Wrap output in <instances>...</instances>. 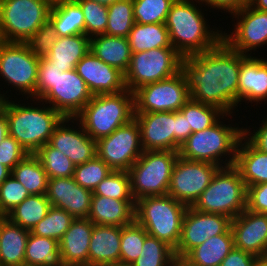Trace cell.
Wrapping results in <instances>:
<instances>
[{
    "label": "cell",
    "mask_w": 267,
    "mask_h": 266,
    "mask_svg": "<svg viewBox=\"0 0 267 266\" xmlns=\"http://www.w3.org/2000/svg\"><path fill=\"white\" fill-rule=\"evenodd\" d=\"M234 247L256 257L267 252V214L245 209L231 220Z\"/></svg>",
    "instance_id": "22"
},
{
    "label": "cell",
    "mask_w": 267,
    "mask_h": 266,
    "mask_svg": "<svg viewBox=\"0 0 267 266\" xmlns=\"http://www.w3.org/2000/svg\"><path fill=\"white\" fill-rule=\"evenodd\" d=\"M191 134L192 130L188 127L186 117L180 111H176V152Z\"/></svg>",
    "instance_id": "55"
},
{
    "label": "cell",
    "mask_w": 267,
    "mask_h": 266,
    "mask_svg": "<svg viewBox=\"0 0 267 266\" xmlns=\"http://www.w3.org/2000/svg\"><path fill=\"white\" fill-rule=\"evenodd\" d=\"M84 15L85 35L89 38L105 34L108 6L92 0H75Z\"/></svg>",
    "instance_id": "46"
},
{
    "label": "cell",
    "mask_w": 267,
    "mask_h": 266,
    "mask_svg": "<svg viewBox=\"0 0 267 266\" xmlns=\"http://www.w3.org/2000/svg\"><path fill=\"white\" fill-rule=\"evenodd\" d=\"M134 23L133 0H116L108 5L106 35L127 38Z\"/></svg>",
    "instance_id": "38"
},
{
    "label": "cell",
    "mask_w": 267,
    "mask_h": 266,
    "mask_svg": "<svg viewBox=\"0 0 267 266\" xmlns=\"http://www.w3.org/2000/svg\"><path fill=\"white\" fill-rule=\"evenodd\" d=\"M256 266H267V252L256 258Z\"/></svg>",
    "instance_id": "59"
},
{
    "label": "cell",
    "mask_w": 267,
    "mask_h": 266,
    "mask_svg": "<svg viewBox=\"0 0 267 266\" xmlns=\"http://www.w3.org/2000/svg\"><path fill=\"white\" fill-rule=\"evenodd\" d=\"M39 59L25 42H0V77L35 101ZM34 99V100H33Z\"/></svg>",
    "instance_id": "11"
},
{
    "label": "cell",
    "mask_w": 267,
    "mask_h": 266,
    "mask_svg": "<svg viewBox=\"0 0 267 266\" xmlns=\"http://www.w3.org/2000/svg\"><path fill=\"white\" fill-rule=\"evenodd\" d=\"M237 18L234 31L222 34V39L233 49L244 55L267 45V11L254 9L249 4L232 13ZM251 52V53H248Z\"/></svg>",
    "instance_id": "17"
},
{
    "label": "cell",
    "mask_w": 267,
    "mask_h": 266,
    "mask_svg": "<svg viewBox=\"0 0 267 266\" xmlns=\"http://www.w3.org/2000/svg\"><path fill=\"white\" fill-rule=\"evenodd\" d=\"M30 230L0 217V266L25 265V250Z\"/></svg>",
    "instance_id": "27"
},
{
    "label": "cell",
    "mask_w": 267,
    "mask_h": 266,
    "mask_svg": "<svg viewBox=\"0 0 267 266\" xmlns=\"http://www.w3.org/2000/svg\"><path fill=\"white\" fill-rule=\"evenodd\" d=\"M51 5L46 0H0V38L26 42L48 19Z\"/></svg>",
    "instance_id": "9"
},
{
    "label": "cell",
    "mask_w": 267,
    "mask_h": 266,
    "mask_svg": "<svg viewBox=\"0 0 267 266\" xmlns=\"http://www.w3.org/2000/svg\"><path fill=\"white\" fill-rule=\"evenodd\" d=\"M222 123L219 119L211 127L192 133L181 145L179 156L185 160L208 162L219 167L234 165L237 146L244 128ZM223 157L226 160L222 159Z\"/></svg>",
    "instance_id": "4"
},
{
    "label": "cell",
    "mask_w": 267,
    "mask_h": 266,
    "mask_svg": "<svg viewBox=\"0 0 267 266\" xmlns=\"http://www.w3.org/2000/svg\"><path fill=\"white\" fill-rule=\"evenodd\" d=\"M90 51L97 58L123 73L127 71L132 56L128 38L106 34L90 38Z\"/></svg>",
    "instance_id": "30"
},
{
    "label": "cell",
    "mask_w": 267,
    "mask_h": 266,
    "mask_svg": "<svg viewBox=\"0 0 267 266\" xmlns=\"http://www.w3.org/2000/svg\"><path fill=\"white\" fill-rule=\"evenodd\" d=\"M175 0H133L136 23H165L170 7Z\"/></svg>",
    "instance_id": "44"
},
{
    "label": "cell",
    "mask_w": 267,
    "mask_h": 266,
    "mask_svg": "<svg viewBox=\"0 0 267 266\" xmlns=\"http://www.w3.org/2000/svg\"><path fill=\"white\" fill-rule=\"evenodd\" d=\"M220 167L208 162L189 161L178 156L170 179L167 194L191 207Z\"/></svg>",
    "instance_id": "14"
},
{
    "label": "cell",
    "mask_w": 267,
    "mask_h": 266,
    "mask_svg": "<svg viewBox=\"0 0 267 266\" xmlns=\"http://www.w3.org/2000/svg\"><path fill=\"white\" fill-rule=\"evenodd\" d=\"M11 175V170L2 165L0 161V184Z\"/></svg>",
    "instance_id": "58"
},
{
    "label": "cell",
    "mask_w": 267,
    "mask_h": 266,
    "mask_svg": "<svg viewBox=\"0 0 267 266\" xmlns=\"http://www.w3.org/2000/svg\"><path fill=\"white\" fill-rule=\"evenodd\" d=\"M74 219L67 211L51 206L47 215L30 232L36 236L49 237L59 242Z\"/></svg>",
    "instance_id": "40"
},
{
    "label": "cell",
    "mask_w": 267,
    "mask_h": 266,
    "mask_svg": "<svg viewBox=\"0 0 267 266\" xmlns=\"http://www.w3.org/2000/svg\"><path fill=\"white\" fill-rule=\"evenodd\" d=\"M62 72L63 70L61 68L52 65L45 57H40L35 88V100H40L54 86L57 77Z\"/></svg>",
    "instance_id": "49"
},
{
    "label": "cell",
    "mask_w": 267,
    "mask_h": 266,
    "mask_svg": "<svg viewBox=\"0 0 267 266\" xmlns=\"http://www.w3.org/2000/svg\"><path fill=\"white\" fill-rule=\"evenodd\" d=\"M94 195L118 200H135L131 193L128 171L112 170L94 189Z\"/></svg>",
    "instance_id": "43"
},
{
    "label": "cell",
    "mask_w": 267,
    "mask_h": 266,
    "mask_svg": "<svg viewBox=\"0 0 267 266\" xmlns=\"http://www.w3.org/2000/svg\"><path fill=\"white\" fill-rule=\"evenodd\" d=\"M234 166L246 187L267 182V154L255 148L245 136L238 143Z\"/></svg>",
    "instance_id": "28"
},
{
    "label": "cell",
    "mask_w": 267,
    "mask_h": 266,
    "mask_svg": "<svg viewBox=\"0 0 267 266\" xmlns=\"http://www.w3.org/2000/svg\"><path fill=\"white\" fill-rule=\"evenodd\" d=\"M187 119L188 127L192 133L207 129L214 125L220 118L229 117L231 114H224L220 109L205 105L189 99L179 110Z\"/></svg>",
    "instance_id": "37"
},
{
    "label": "cell",
    "mask_w": 267,
    "mask_h": 266,
    "mask_svg": "<svg viewBox=\"0 0 267 266\" xmlns=\"http://www.w3.org/2000/svg\"><path fill=\"white\" fill-rule=\"evenodd\" d=\"M203 5H208V8L220 9L230 13V15L236 11L244 8L249 0H199Z\"/></svg>",
    "instance_id": "54"
},
{
    "label": "cell",
    "mask_w": 267,
    "mask_h": 266,
    "mask_svg": "<svg viewBox=\"0 0 267 266\" xmlns=\"http://www.w3.org/2000/svg\"><path fill=\"white\" fill-rule=\"evenodd\" d=\"M173 266H185L181 261H177Z\"/></svg>",
    "instance_id": "64"
},
{
    "label": "cell",
    "mask_w": 267,
    "mask_h": 266,
    "mask_svg": "<svg viewBox=\"0 0 267 266\" xmlns=\"http://www.w3.org/2000/svg\"><path fill=\"white\" fill-rule=\"evenodd\" d=\"M174 249L166 242L147 235L142 253L133 266H173L177 262Z\"/></svg>",
    "instance_id": "39"
},
{
    "label": "cell",
    "mask_w": 267,
    "mask_h": 266,
    "mask_svg": "<svg viewBox=\"0 0 267 266\" xmlns=\"http://www.w3.org/2000/svg\"><path fill=\"white\" fill-rule=\"evenodd\" d=\"M246 196L247 187L239 170L234 165L220 167L192 207L234 219L246 209Z\"/></svg>",
    "instance_id": "7"
},
{
    "label": "cell",
    "mask_w": 267,
    "mask_h": 266,
    "mask_svg": "<svg viewBox=\"0 0 267 266\" xmlns=\"http://www.w3.org/2000/svg\"><path fill=\"white\" fill-rule=\"evenodd\" d=\"M26 266H63L59 242L30 232L25 250Z\"/></svg>",
    "instance_id": "35"
},
{
    "label": "cell",
    "mask_w": 267,
    "mask_h": 266,
    "mask_svg": "<svg viewBox=\"0 0 267 266\" xmlns=\"http://www.w3.org/2000/svg\"><path fill=\"white\" fill-rule=\"evenodd\" d=\"M143 151L176 152V111L135 113Z\"/></svg>",
    "instance_id": "18"
},
{
    "label": "cell",
    "mask_w": 267,
    "mask_h": 266,
    "mask_svg": "<svg viewBox=\"0 0 267 266\" xmlns=\"http://www.w3.org/2000/svg\"><path fill=\"white\" fill-rule=\"evenodd\" d=\"M106 266H133V265L130 264V263H125V262L119 261V262H116L114 264H109V265H106Z\"/></svg>",
    "instance_id": "60"
},
{
    "label": "cell",
    "mask_w": 267,
    "mask_h": 266,
    "mask_svg": "<svg viewBox=\"0 0 267 266\" xmlns=\"http://www.w3.org/2000/svg\"><path fill=\"white\" fill-rule=\"evenodd\" d=\"M58 38L54 25L48 19L25 43L38 57H45Z\"/></svg>",
    "instance_id": "48"
},
{
    "label": "cell",
    "mask_w": 267,
    "mask_h": 266,
    "mask_svg": "<svg viewBox=\"0 0 267 266\" xmlns=\"http://www.w3.org/2000/svg\"><path fill=\"white\" fill-rule=\"evenodd\" d=\"M93 191L80 186L73 177L48 178L47 199L74 218H88Z\"/></svg>",
    "instance_id": "20"
},
{
    "label": "cell",
    "mask_w": 267,
    "mask_h": 266,
    "mask_svg": "<svg viewBox=\"0 0 267 266\" xmlns=\"http://www.w3.org/2000/svg\"><path fill=\"white\" fill-rule=\"evenodd\" d=\"M246 56L222 39L209 51L182 58L190 99L232 114L238 107L240 63Z\"/></svg>",
    "instance_id": "1"
},
{
    "label": "cell",
    "mask_w": 267,
    "mask_h": 266,
    "mask_svg": "<svg viewBox=\"0 0 267 266\" xmlns=\"http://www.w3.org/2000/svg\"><path fill=\"white\" fill-rule=\"evenodd\" d=\"M30 194L12 175L0 184V217H5Z\"/></svg>",
    "instance_id": "47"
},
{
    "label": "cell",
    "mask_w": 267,
    "mask_h": 266,
    "mask_svg": "<svg viewBox=\"0 0 267 266\" xmlns=\"http://www.w3.org/2000/svg\"><path fill=\"white\" fill-rule=\"evenodd\" d=\"M147 235L146 230L136 220L122 226L120 261L132 264L138 259Z\"/></svg>",
    "instance_id": "42"
},
{
    "label": "cell",
    "mask_w": 267,
    "mask_h": 266,
    "mask_svg": "<svg viewBox=\"0 0 267 266\" xmlns=\"http://www.w3.org/2000/svg\"><path fill=\"white\" fill-rule=\"evenodd\" d=\"M69 121L71 124L77 121L78 128L68 124ZM78 123L76 118L64 117L54 129L49 141L52 147L63 152L75 165L83 164L97 155L96 141Z\"/></svg>",
    "instance_id": "19"
},
{
    "label": "cell",
    "mask_w": 267,
    "mask_h": 266,
    "mask_svg": "<svg viewBox=\"0 0 267 266\" xmlns=\"http://www.w3.org/2000/svg\"><path fill=\"white\" fill-rule=\"evenodd\" d=\"M135 200L92 195L88 219L96 225L126 226L135 220Z\"/></svg>",
    "instance_id": "25"
},
{
    "label": "cell",
    "mask_w": 267,
    "mask_h": 266,
    "mask_svg": "<svg viewBox=\"0 0 267 266\" xmlns=\"http://www.w3.org/2000/svg\"><path fill=\"white\" fill-rule=\"evenodd\" d=\"M92 1H96L98 3H101V4L108 6V5L112 4L113 2H115L116 0H92Z\"/></svg>",
    "instance_id": "61"
},
{
    "label": "cell",
    "mask_w": 267,
    "mask_h": 266,
    "mask_svg": "<svg viewBox=\"0 0 267 266\" xmlns=\"http://www.w3.org/2000/svg\"><path fill=\"white\" fill-rule=\"evenodd\" d=\"M9 135L8 119L6 114L0 109V144Z\"/></svg>",
    "instance_id": "56"
},
{
    "label": "cell",
    "mask_w": 267,
    "mask_h": 266,
    "mask_svg": "<svg viewBox=\"0 0 267 266\" xmlns=\"http://www.w3.org/2000/svg\"><path fill=\"white\" fill-rule=\"evenodd\" d=\"M135 113L175 112L190 99L185 77L176 75L145 84L134 92Z\"/></svg>",
    "instance_id": "12"
},
{
    "label": "cell",
    "mask_w": 267,
    "mask_h": 266,
    "mask_svg": "<svg viewBox=\"0 0 267 266\" xmlns=\"http://www.w3.org/2000/svg\"><path fill=\"white\" fill-rule=\"evenodd\" d=\"M122 227L94 224L89 246V266L120 261Z\"/></svg>",
    "instance_id": "26"
},
{
    "label": "cell",
    "mask_w": 267,
    "mask_h": 266,
    "mask_svg": "<svg viewBox=\"0 0 267 266\" xmlns=\"http://www.w3.org/2000/svg\"><path fill=\"white\" fill-rule=\"evenodd\" d=\"M182 56L173 48H156L132 53L124 73L126 88L134 92L139 87L170 78L181 71Z\"/></svg>",
    "instance_id": "10"
},
{
    "label": "cell",
    "mask_w": 267,
    "mask_h": 266,
    "mask_svg": "<svg viewBox=\"0 0 267 266\" xmlns=\"http://www.w3.org/2000/svg\"><path fill=\"white\" fill-rule=\"evenodd\" d=\"M51 6L60 3L65 0H46Z\"/></svg>",
    "instance_id": "62"
},
{
    "label": "cell",
    "mask_w": 267,
    "mask_h": 266,
    "mask_svg": "<svg viewBox=\"0 0 267 266\" xmlns=\"http://www.w3.org/2000/svg\"><path fill=\"white\" fill-rule=\"evenodd\" d=\"M112 169L97 155L83 164L75 165L73 179L83 188L94 191Z\"/></svg>",
    "instance_id": "45"
},
{
    "label": "cell",
    "mask_w": 267,
    "mask_h": 266,
    "mask_svg": "<svg viewBox=\"0 0 267 266\" xmlns=\"http://www.w3.org/2000/svg\"><path fill=\"white\" fill-rule=\"evenodd\" d=\"M231 218L226 215L205 213L187 207L182 223L181 238L174 250L178 261H181L193 248L209 238L224 234L231 225Z\"/></svg>",
    "instance_id": "15"
},
{
    "label": "cell",
    "mask_w": 267,
    "mask_h": 266,
    "mask_svg": "<svg viewBox=\"0 0 267 266\" xmlns=\"http://www.w3.org/2000/svg\"><path fill=\"white\" fill-rule=\"evenodd\" d=\"M75 69L92 95L115 94L127 89L124 73L97 58L90 50Z\"/></svg>",
    "instance_id": "21"
},
{
    "label": "cell",
    "mask_w": 267,
    "mask_h": 266,
    "mask_svg": "<svg viewBox=\"0 0 267 266\" xmlns=\"http://www.w3.org/2000/svg\"><path fill=\"white\" fill-rule=\"evenodd\" d=\"M246 209L267 214V182L247 187Z\"/></svg>",
    "instance_id": "51"
},
{
    "label": "cell",
    "mask_w": 267,
    "mask_h": 266,
    "mask_svg": "<svg viewBox=\"0 0 267 266\" xmlns=\"http://www.w3.org/2000/svg\"><path fill=\"white\" fill-rule=\"evenodd\" d=\"M97 156L114 171H128L143 153L136 119L96 141Z\"/></svg>",
    "instance_id": "13"
},
{
    "label": "cell",
    "mask_w": 267,
    "mask_h": 266,
    "mask_svg": "<svg viewBox=\"0 0 267 266\" xmlns=\"http://www.w3.org/2000/svg\"><path fill=\"white\" fill-rule=\"evenodd\" d=\"M89 50L90 38L85 34L59 37L45 58L66 72L75 69Z\"/></svg>",
    "instance_id": "31"
},
{
    "label": "cell",
    "mask_w": 267,
    "mask_h": 266,
    "mask_svg": "<svg viewBox=\"0 0 267 266\" xmlns=\"http://www.w3.org/2000/svg\"><path fill=\"white\" fill-rule=\"evenodd\" d=\"M234 248L231 229L193 248L181 262L185 266H219Z\"/></svg>",
    "instance_id": "29"
},
{
    "label": "cell",
    "mask_w": 267,
    "mask_h": 266,
    "mask_svg": "<svg viewBox=\"0 0 267 266\" xmlns=\"http://www.w3.org/2000/svg\"><path fill=\"white\" fill-rule=\"evenodd\" d=\"M259 129L256 131L253 130V133L250 132V129H243V136L258 150L267 154V115ZM251 135V136H250ZM249 136V137H248Z\"/></svg>",
    "instance_id": "53"
},
{
    "label": "cell",
    "mask_w": 267,
    "mask_h": 266,
    "mask_svg": "<svg viewBox=\"0 0 267 266\" xmlns=\"http://www.w3.org/2000/svg\"><path fill=\"white\" fill-rule=\"evenodd\" d=\"M35 155L39 158L48 178L73 177L75 164L49 143L42 146Z\"/></svg>",
    "instance_id": "41"
},
{
    "label": "cell",
    "mask_w": 267,
    "mask_h": 266,
    "mask_svg": "<svg viewBox=\"0 0 267 266\" xmlns=\"http://www.w3.org/2000/svg\"><path fill=\"white\" fill-rule=\"evenodd\" d=\"M267 100V59L247 55L240 63L238 77V104ZM253 101V102H252Z\"/></svg>",
    "instance_id": "24"
},
{
    "label": "cell",
    "mask_w": 267,
    "mask_h": 266,
    "mask_svg": "<svg viewBox=\"0 0 267 266\" xmlns=\"http://www.w3.org/2000/svg\"><path fill=\"white\" fill-rule=\"evenodd\" d=\"M134 115V93L126 89L115 94L93 95L75 118L97 141L130 122Z\"/></svg>",
    "instance_id": "5"
},
{
    "label": "cell",
    "mask_w": 267,
    "mask_h": 266,
    "mask_svg": "<svg viewBox=\"0 0 267 266\" xmlns=\"http://www.w3.org/2000/svg\"><path fill=\"white\" fill-rule=\"evenodd\" d=\"M50 207L51 204L46 194L29 195L5 217L18 226L31 231L47 215Z\"/></svg>",
    "instance_id": "36"
},
{
    "label": "cell",
    "mask_w": 267,
    "mask_h": 266,
    "mask_svg": "<svg viewBox=\"0 0 267 266\" xmlns=\"http://www.w3.org/2000/svg\"><path fill=\"white\" fill-rule=\"evenodd\" d=\"M49 20L54 25L58 37L85 34L84 15L75 0H65L52 5Z\"/></svg>",
    "instance_id": "32"
},
{
    "label": "cell",
    "mask_w": 267,
    "mask_h": 266,
    "mask_svg": "<svg viewBox=\"0 0 267 266\" xmlns=\"http://www.w3.org/2000/svg\"><path fill=\"white\" fill-rule=\"evenodd\" d=\"M94 223L75 218L59 241L63 266H89V246Z\"/></svg>",
    "instance_id": "23"
},
{
    "label": "cell",
    "mask_w": 267,
    "mask_h": 266,
    "mask_svg": "<svg viewBox=\"0 0 267 266\" xmlns=\"http://www.w3.org/2000/svg\"><path fill=\"white\" fill-rule=\"evenodd\" d=\"M7 93H8V90L6 91V93H4V91H3V94H1V92H0V104H1L2 100L7 99V98L9 99V96L7 97V95H5Z\"/></svg>",
    "instance_id": "63"
},
{
    "label": "cell",
    "mask_w": 267,
    "mask_h": 266,
    "mask_svg": "<svg viewBox=\"0 0 267 266\" xmlns=\"http://www.w3.org/2000/svg\"><path fill=\"white\" fill-rule=\"evenodd\" d=\"M187 206L170 195L148 196L136 201L135 220L148 235L166 242L174 250L182 232Z\"/></svg>",
    "instance_id": "6"
},
{
    "label": "cell",
    "mask_w": 267,
    "mask_h": 266,
    "mask_svg": "<svg viewBox=\"0 0 267 266\" xmlns=\"http://www.w3.org/2000/svg\"><path fill=\"white\" fill-rule=\"evenodd\" d=\"M132 53L156 48L172 47L165 23H134L127 37Z\"/></svg>",
    "instance_id": "33"
},
{
    "label": "cell",
    "mask_w": 267,
    "mask_h": 266,
    "mask_svg": "<svg viewBox=\"0 0 267 266\" xmlns=\"http://www.w3.org/2000/svg\"><path fill=\"white\" fill-rule=\"evenodd\" d=\"M28 152L19 144V142L10 135H7L0 144L1 164L12 170Z\"/></svg>",
    "instance_id": "50"
},
{
    "label": "cell",
    "mask_w": 267,
    "mask_h": 266,
    "mask_svg": "<svg viewBox=\"0 0 267 266\" xmlns=\"http://www.w3.org/2000/svg\"><path fill=\"white\" fill-rule=\"evenodd\" d=\"M178 156L179 152L174 151H143L128 170L135 201L148 196L167 195Z\"/></svg>",
    "instance_id": "8"
},
{
    "label": "cell",
    "mask_w": 267,
    "mask_h": 266,
    "mask_svg": "<svg viewBox=\"0 0 267 266\" xmlns=\"http://www.w3.org/2000/svg\"><path fill=\"white\" fill-rule=\"evenodd\" d=\"M256 256L234 247L219 266H256Z\"/></svg>",
    "instance_id": "52"
},
{
    "label": "cell",
    "mask_w": 267,
    "mask_h": 266,
    "mask_svg": "<svg viewBox=\"0 0 267 266\" xmlns=\"http://www.w3.org/2000/svg\"><path fill=\"white\" fill-rule=\"evenodd\" d=\"M92 96L83 78L73 69L60 73L54 86L36 102L49 103L63 117L75 118Z\"/></svg>",
    "instance_id": "16"
},
{
    "label": "cell",
    "mask_w": 267,
    "mask_h": 266,
    "mask_svg": "<svg viewBox=\"0 0 267 266\" xmlns=\"http://www.w3.org/2000/svg\"><path fill=\"white\" fill-rule=\"evenodd\" d=\"M194 1L175 0L165 21L171 46L183 58L209 51L222 40L223 31L210 28L197 7V2L200 6L202 3Z\"/></svg>",
    "instance_id": "2"
},
{
    "label": "cell",
    "mask_w": 267,
    "mask_h": 266,
    "mask_svg": "<svg viewBox=\"0 0 267 266\" xmlns=\"http://www.w3.org/2000/svg\"><path fill=\"white\" fill-rule=\"evenodd\" d=\"M248 4L254 9L267 11V0H249Z\"/></svg>",
    "instance_id": "57"
},
{
    "label": "cell",
    "mask_w": 267,
    "mask_h": 266,
    "mask_svg": "<svg viewBox=\"0 0 267 266\" xmlns=\"http://www.w3.org/2000/svg\"><path fill=\"white\" fill-rule=\"evenodd\" d=\"M11 175L27 189L30 195L46 194L48 176L35 154L28 153L11 170Z\"/></svg>",
    "instance_id": "34"
},
{
    "label": "cell",
    "mask_w": 267,
    "mask_h": 266,
    "mask_svg": "<svg viewBox=\"0 0 267 266\" xmlns=\"http://www.w3.org/2000/svg\"><path fill=\"white\" fill-rule=\"evenodd\" d=\"M4 99L0 109L8 119L9 135L29 153L35 154L42 146L49 143L56 126L64 118L50 105L42 106L21 104ZM42 107V108H41Z\"/></svg>",
    "instance_id": "3"
}]
</instances>
